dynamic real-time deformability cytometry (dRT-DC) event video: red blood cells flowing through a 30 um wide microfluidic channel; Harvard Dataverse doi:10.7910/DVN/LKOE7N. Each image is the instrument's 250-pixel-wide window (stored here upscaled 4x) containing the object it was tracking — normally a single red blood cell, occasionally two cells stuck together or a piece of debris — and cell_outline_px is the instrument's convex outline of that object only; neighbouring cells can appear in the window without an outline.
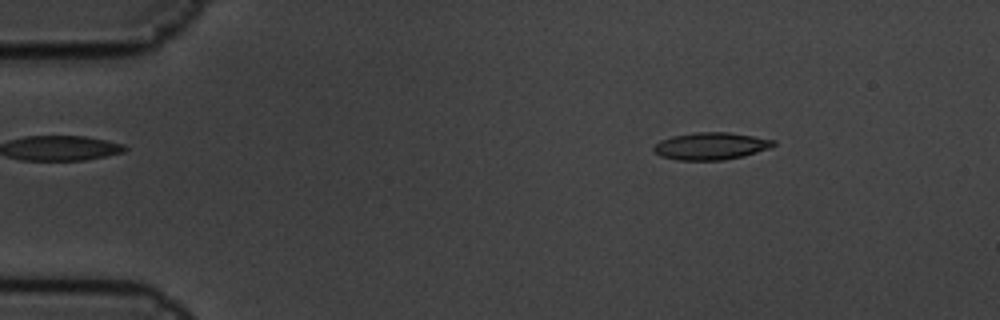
{"species": "common noctule bat (a hibernating species)", "species_latin": "Nyctalus noctula", "temperature_condition": "cold", "stored_images_in_passage": 7, "camera_frame_rate_fps": 3000, "um_per_image_px": 0.085, "animal": {"sex": "male", "body_mass_g": 19.5, "forearm_length_mm": 54.6}, "frame": {"image": 1, "passage_image": 1, "time_ms": 0.0, "image_size_px": [1000, 320], "cell_outline_px": [[776, 144], [772, 148], [744, 156], [724, 160], [676, 160], [660, 156], [652, 148], [660, 140], [672, 136], [692, 132], [728, 132], [776, 140]], "centroid_in_image_um": [60.44, 12.41], "position_along_channel_um": 24.6, "area_um2": 19.19}}
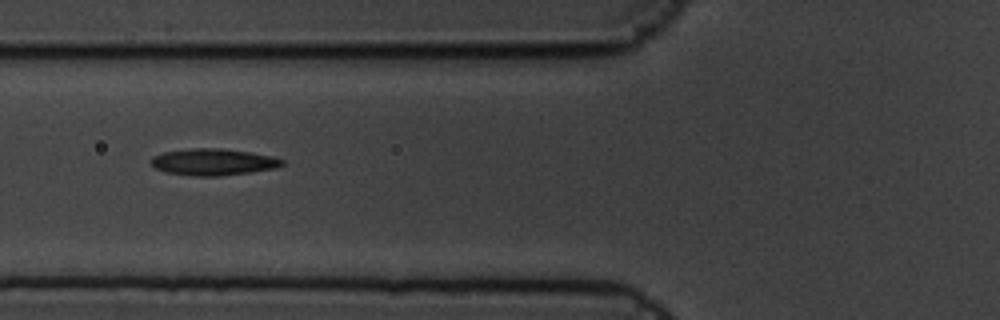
{"frame": {"image": 2, "passage_image": 5, "time_ms": 1.333, "image_size_px": [1000, 320], "cell_outline_px": [[284, 164], [276, 168], [252, 172], [220, 176], [196, 176], [164, 172], [156, 168], [148, 160], [152, 156], [164, 152], [188, 148], [220, 148], [248, 152], [272, 156], [284, 160]], "centroid_in_image_um": [18.1, 13.77], "position_along_channel_um": 107.7, "area_um2": 20.46}}
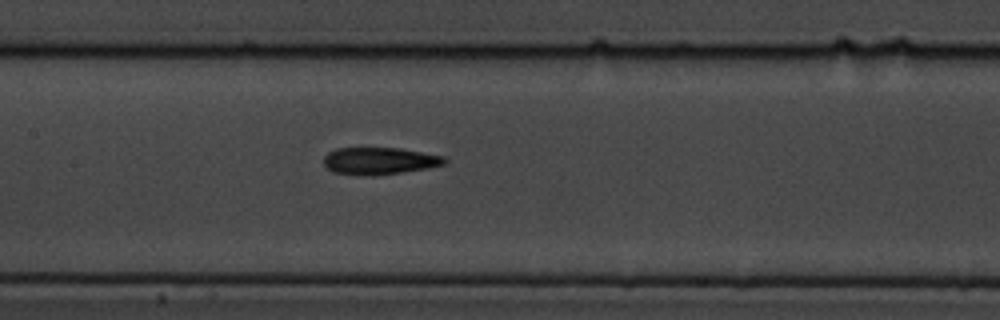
{"frame": {"image": 3, "passage_image": 7, "time_ms": 2.0, "image_size_px": [1000, 320], "cell_outline_px": [[448, 160], [444, 164], [428, 168], [372, 176], [332, 172], [324, 164], [324, 156], [328, 152], [336, 148], [400, 148], [444, 156]], "centroid_in_image_um": [32.25, 13.67], "position_along_channel_um": 175.2, "area_um2": 19.02}}